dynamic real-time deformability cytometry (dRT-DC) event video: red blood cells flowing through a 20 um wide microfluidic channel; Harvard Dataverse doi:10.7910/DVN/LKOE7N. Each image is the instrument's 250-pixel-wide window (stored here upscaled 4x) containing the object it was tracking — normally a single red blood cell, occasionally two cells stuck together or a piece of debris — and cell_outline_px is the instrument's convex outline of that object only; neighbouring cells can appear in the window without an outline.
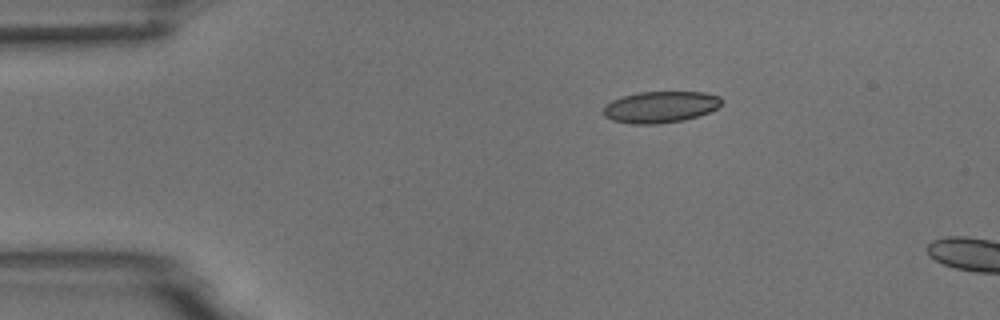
{"species": "common noctule bat (a hibernating species)", "species_latin": "Nyctalus noctula", "temperature_condition": "room temperature", "stored_images_in_passage": 3, "camera_frame_rate_fps": 3000, "um_per_image_px": 0.085, "animal": {"sex": "male", "body_mass_g": 18.8}, "frame": {"image": 1, "passage_image": 1, "time_ms": 0.0, "image_size_px": [1000, 320], "cell_outline_px": [[720, 104], [716, 108], [708, 112], [684, 120], [656, 124], [632, 124], [612, 120], [604, 116], [604, 104], [612, 100], [624, 96], [640, 92], [704, 92], [720, 96]], "centroid_in_image_um": [56.1, 9.09], "position_along_channel_um": 28.9, "area_um2": 21.5}}